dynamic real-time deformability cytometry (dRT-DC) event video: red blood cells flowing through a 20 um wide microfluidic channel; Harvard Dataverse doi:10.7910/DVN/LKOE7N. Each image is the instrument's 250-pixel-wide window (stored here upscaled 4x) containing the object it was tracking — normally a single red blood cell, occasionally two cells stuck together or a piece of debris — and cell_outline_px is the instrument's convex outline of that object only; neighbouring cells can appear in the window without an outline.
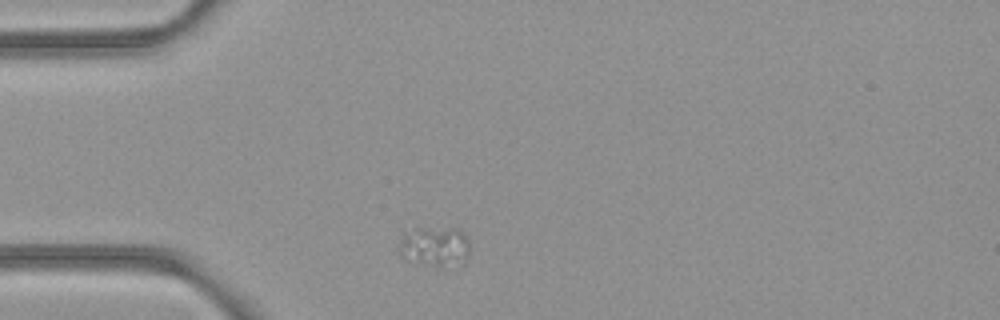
{"species": "common noctule bat (a hibernating species)", "species_latin": "Nyctalus noctula", "temperature_condition": "room temperature", "stored_images_in_passage": 42, "camera_frame_rate_fps": 3000, "um_per_image_px": 0.085, "animal": {"sex": "female", "body_mass_g": 21.9}, "frame": {"image": 1, "passage_image": 2, "time_ms": 0.333, "image_size_px": [1000, 320], "cell_outline_px": [[468, 252], [464, 264], [452, 268], [404, 260], [400, 256], [400, 240], [412, 228], [456, 228], [464, 232], [468, 236]], "centroid_in_image_um": [37.0, 20.97], "position_along_channel_um": 48.0, "area_um2": 16.7}}
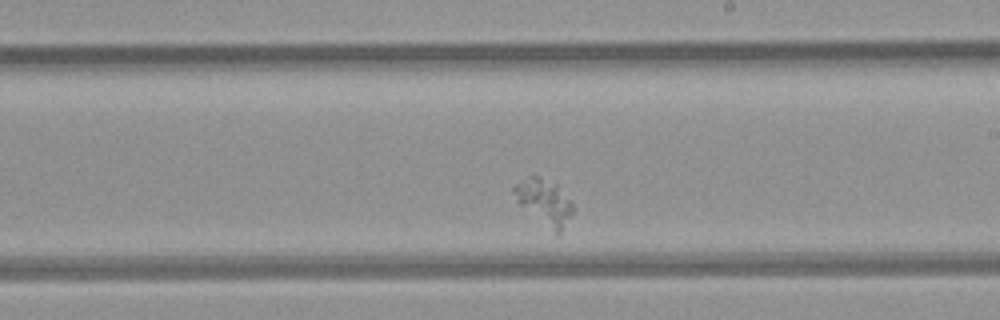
{"frame": {"image": 2, "passage_image": 19, "time_ms": 6.0, "image_size_px": [1000, 320], "cell_outline_px": [[572, 212], [560, 232], [556, 236], [520, 204], [516, 200], [512, 192], [512, 188], [516, 184], [532, 176], [536, 176], [556, 184], [572, 204]], "centroid_in_image_um": [46.24, 17.2], "position_along_channel_um": 242.8, "area_um2": 15.03}}
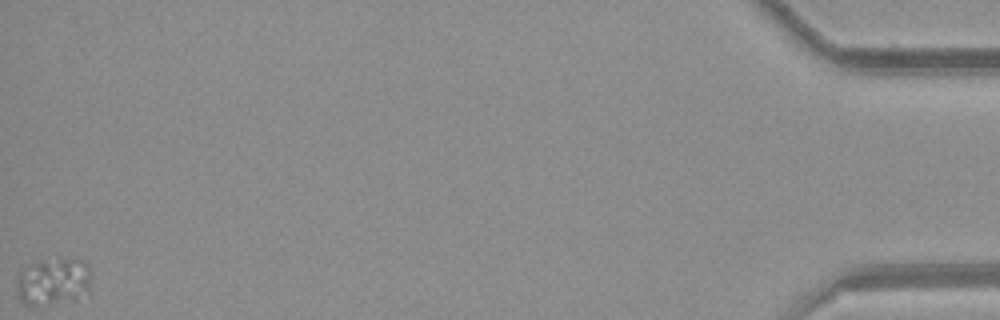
{"frame": {"image": 3, "passage_image": 42, "time_ms": 13.667, "image_size_px": [1000, 320], "cell_outline_px": [[92, 276], [88, 292], [48, 304], [24, 304], [16, 296], [16, 280], [20, 272], [28, 264], [44, 260], [84, 260], [88, 264]], "centroid_in_image_um": [4.48, 23.9], "position_along_channel_um": 430.7, "area_um2": 20.11}}